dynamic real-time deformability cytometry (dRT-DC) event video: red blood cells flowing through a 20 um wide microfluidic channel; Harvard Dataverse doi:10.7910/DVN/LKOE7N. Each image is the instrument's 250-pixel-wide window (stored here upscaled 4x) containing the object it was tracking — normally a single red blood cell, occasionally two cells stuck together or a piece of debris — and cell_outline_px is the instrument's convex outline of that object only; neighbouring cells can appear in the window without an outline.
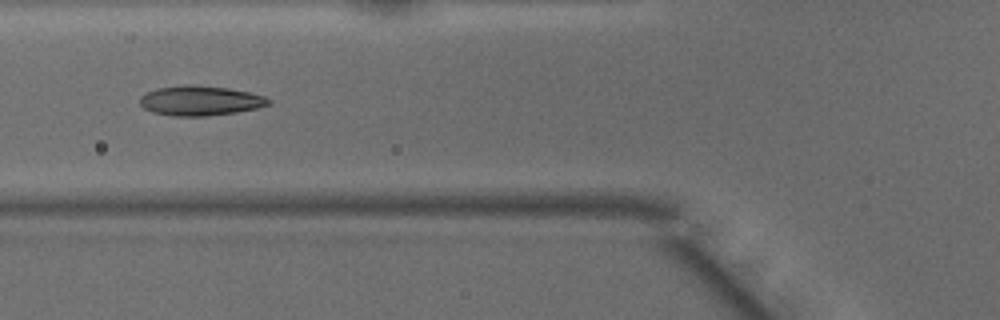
{"species": "common noctule bat (a hibernating species)", "species_latin": "Nyctalus noctula", "temperature_condition": "warm", "stored_images_in_passage": 48, "camera_frame_rate_fps": 3000, "um_per_image_px": 0.085, "animal": {"sex": "male", "body_mass_g": 15.6}, "frame": {"image": 1, "passage_image": 18, "time_ms": 5.667, "image_size_px": [1000, 320], "cell_outline_px": [[272, 100], [268, 104], [256, 108], [236, 112], [204, 116], [172, 116], [152, 112], [144, 108], [140, 104], [140, 96], [156, 88], [184, 84], [192, 84], [228, 88], [248, 92], [264, 96]], "centroid_in_image_um": [16.98, 8.55], "position_along_channel_um": 108.8, "area_um2": 22.31}}
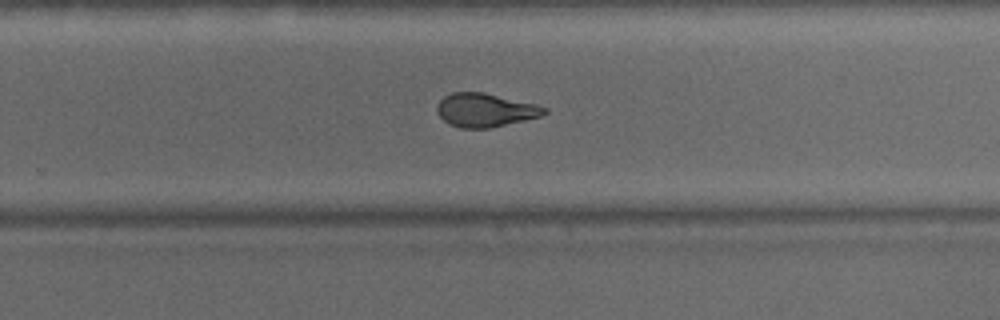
{"frame": {"image": 2, "passage_image": 31, "time_ms": 10.0, "image_size_px": [1000, 320], "cell_outline_px": [[548, 112], [540, 116], [524, 120], [488, 128], [460, 128], [448, 124], [436, 112], [436, 104], [444, 96], [452, 92], [484, 92], [536, 104], [548, 108]], "centroid_in_image_um": [41.21, 9.35], "position_along_channel_um": 288.6, "area_um2": 21.04}}
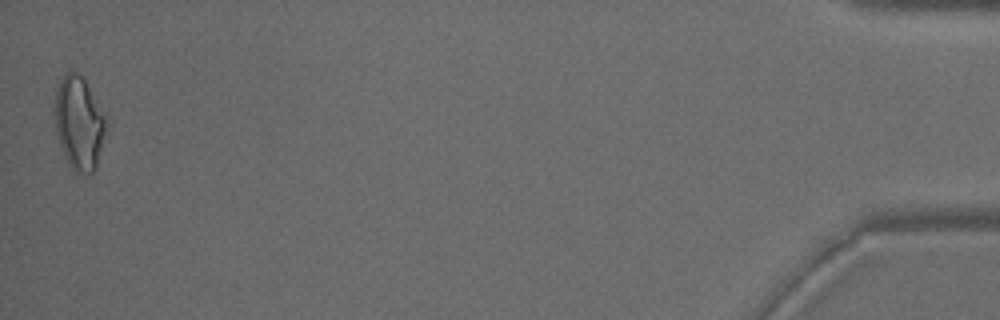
{"frame": {"image": 3, "passage_image": 48, "time_ms": 15.667, "image_size_px": [1000, 320], "cell_outline_px": [[108, 124], [96, 164], [92, 172], [72, 172], [68, 164], [60, 144], [56, 132], [56, 92], [60, 80], [68, 72], [76, 72], [84, 80], [108, 116]], "centroid_in_image_um": [6.75, 10.46], "position_along_channel_um": 428.4, "area_um2": 27.51}, "authors_computed_cell_mechanics": {"area_um2": 21.9351, "velocity_mm_per_s": 4.1426, "shape_relaxation_time_tau1_ms": 6.7347, "shape_relaxation_time_tau2_ms": 1.0873, "deformation_change_tau1": 0.2147, "deformation_change_tau2": 0.0731}}